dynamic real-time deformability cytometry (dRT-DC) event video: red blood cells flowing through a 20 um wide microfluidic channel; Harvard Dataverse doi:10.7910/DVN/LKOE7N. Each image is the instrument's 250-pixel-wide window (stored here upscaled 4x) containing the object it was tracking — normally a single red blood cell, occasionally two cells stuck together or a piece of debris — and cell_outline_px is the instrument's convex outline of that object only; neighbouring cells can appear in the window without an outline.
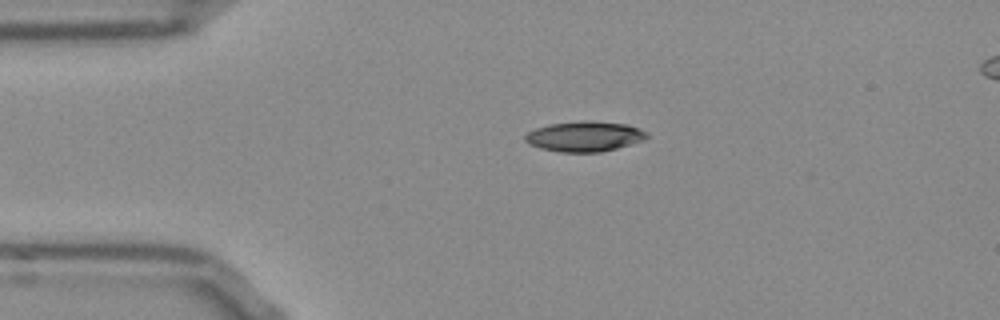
{"species": "Egyptian fruit bat (a non-hibernating species)", "species_latin": "Rousettus aegyptiacus", "temperature_condition": "room temperature", "stored_images_in_passage": 42, "camera_frame_rate_fps": 3000, "um_per_image_px": 0.085, "frame": {"image": 1, "passage_image": 1, "time_ms": 0.0, "image_size_px": [1000, 320], "cell_outline_px": [[648, 136], [644, 140], [616, 148], [600, 152], [560, 152], [540, 148], [528, 144], [524, 140], [524, 136], [528, 132], [536, 128], [548, 124], [588, 120], [628, 124], [640, 128], [648, 132]], "centroid_in_image_um": [49.69, 11.59], "position_along_channel_um": 35.3, "area_um2": 21.56}}
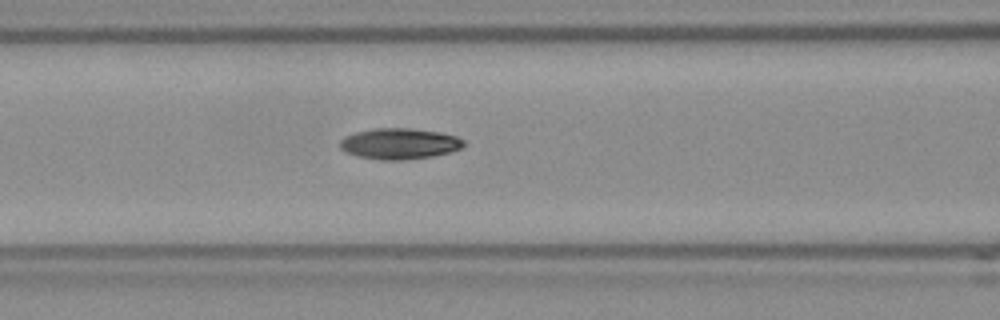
{"frame": {"image": 2, "passage_image": 11, "time_ms": 3.333, "image_size_px": [1000, 320], "cell_outline_px": [[464, 144], [460, 148], [452, 152], [432, 156], [404, 160], [380, 160], [360, 156], [348, 152], [340, 148], [340, 140], [344, 136], [356, 132], [376, 128], [412, 128], [440, 132], [456, 136], [464, 140]], "centroid_in_image_um": [33.97, 12.21], "position_along_channel_um": 132.6, "area_um2": 22.25}}
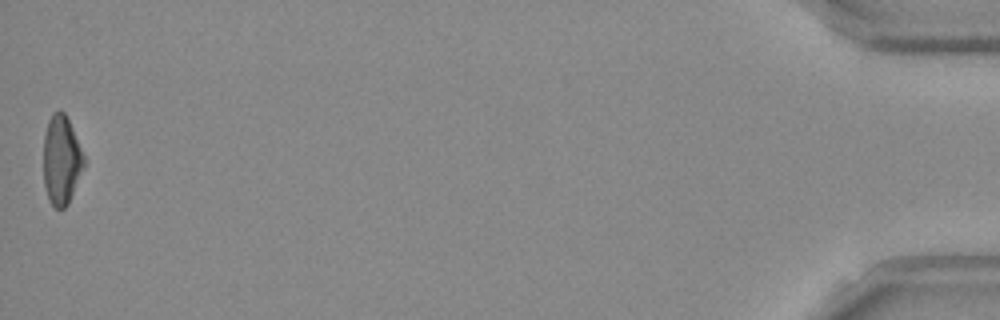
{"frame": {"image": 3, "passage_image": 42, "time_ms": 13.667, "image_size_px": [1000, 320], "cell_outline_px": [[84, 164], [68, 204], [64, 208], [56, 208], [48, 200], [44, 184], [44, 136], [48, 120], [52, 112], [60, 108], [64, 112], [72, 128], [84, 156]], "centroid_in_image_um": [5.19, 13.58], "position_along_channel_um": 430.0, "area_um2": 20.75}, "authors_computed_cell_mechanics": {"area_um2": 21.4438, "velocity_mm_per_s": 3.8687, "shape_relaxation_time_tau1_ms": 6.4231, "shape_relaxation_time_tau2_ms": 5.5199, "deformation_change_tau1": 0.1884, "deformation_change_tau2": 0.1135}}